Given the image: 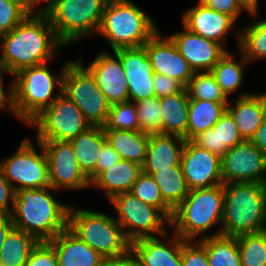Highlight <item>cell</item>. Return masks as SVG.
Segmentation results:
<instances>
[{"label": "cell", "instance_id": "d6986e66", "mask_svg": "<svg viewBox=\"0 0 266 266\" xmlns=\"http://www.w3.org/2000/svg\"><path fill=\"white\" fill-rule=\"evenodd\" d=\"M181 32L168 36L194 72H209L227 52L215 41L201 37L183 26Z\"/></svg>", "mask_w": 266, "mask_h": 266}, {"label": "cell", "instance_id": "52a82bcc", "mask_svg": "<svg viewBox=\"0 0 266 266\" xmlns=\"http://www.w3.org/2000/svg\"><path fill=\"white\" fill-rule=\"evenodd\" d=\"M67 228L102 257L116 256L132 249V241L109 214L70 205Z\"/></svg>", "mask_w": 266, "mask_h": 266}, {"label": "cell", "instance_id": "ac0fdd59", "mask_svg": "<svg viewBox=\"0 0 266 266\" xmlns=\"http://www.w3.org/2000/svg\"><path fill=\"white\" fill-rule=\"evenodd\" d=\"M111 105L129 101L128 82L120 58L103 51L84 66Z\"/></svg>", "mask_w": 266, "mask_h": 266}, {"label": "cell", "instance_id": "f907efd6", "mask_svg": "<svg viewBox=\"0 0 266 266\" xmlns=\"http://www.w3.org/2000/svg\"><path fill=\"white\" fill-rule=\"evenodd\" d=\"M259 150L266 154V117L261 126L255 132V135L250 140Z\"/></svg>", "mask_w": 266, "mask_h": 266}, {"label": "cell", "instance_id": "ab89813d", "mask_svg": "<svg viewBox=\"0 0 266 266\" xmlns=\"http://www.w3.org/2000/svg\"><path fill=\"white\" fill-rule=\"evenodd\" d=\"M104 130L139 131L135 103L131 101L111 105Z\"/></svg>", "mask_w": 266, "mask_h": 266}, {"label": "cell", "instance_id": "ba28073f", "mask_svg": "<svg viewBox=\"0 0 266 266\" xmlns=\"http://www.w3.org/2000/svg\"><path fill=\"white\" fill-rule=\"evenodd\" d=\"M108 0H58L47 14L58 39L65 45L96 35Z\"/></svg>", "mask_w": 266, "mask_h": 266}, {"label": "cell", "instance_id": "c3c4849f", "mask_svg": "<svg viewBox=\"0 0 266 266\" xmlns=\"http://www.w3.org/2000/svg\"><path fill=\"white\" fill-rule=\"evenodd\" d=\"M99 266H137L132 249L116 256L103 257Z\"/></svg>", "mask_w": 266, "mask_h": 266}, {"label": "cell", "instance_id": "b9f144b4", "mask_svg": "<svg viewBox=\"0 0 266 266\" xmlns=\"http://www.w3.org/2000/svg\"><path fill=\"white\" fill-rule=\"evenodd\" d=\"M183 266H210L206 248L197 241H186L182 245Z\"/></svg>", "mask_w": 266, "mask_h": 266}, {"label": "cell", "instance_id": "7dc6e473", "mask_svg": "<svg viewBox=\"0 0 266 266\" xmlns=\"http://www.w3.org/2000/svg\"><path fill=\"white\" fill-rule=\"evenodd\" d=\"M121 160L120 155L105 141L101 148V155L96 165V177L103 171L111 168Z\"/></svg>", "mask_w": 266, "mask_h": 266}, {"label": "cell", "instance_id": "7c38bea8", "mask_svg": "<svg viewBox=\"0 0 266 266\" xmlns=\"http://www.w3.org/2000/svg\"><path fill=\"white\" fill-rule=\"evenodd\" d=\"M37 143L41 153H38L32 142L25 138L12 156L0 162L4 178L15 191L51 187L47 156L42 143Z\"/></svg>", "mask_w": 266, "mask_h": 266}, {"label": "cell", "instance_id": "9c48e42d", "mask_svg": "<svg viewBox=\"0 0 266 266\" xmlns=\"http://www.w3.org/2000/svg\"><path fill=\"white\" fill-rule=\"evenodd\" d=\"M62 93L82 111L92 126H104L111 104L81 60H72L63 75Z\"/></svg>", "mask_w": 266, "mask_h": 266}, {"label": "cell", "instance_id": "7a4b0ae2", "mask_svg": "<svg viewBox=\"0 0 266 266\" xmlns=\"http://www.w3.org/2000/svg\"><path fill=\"white\" fill-rule=\"evenodd\" d=\"M52 187L38 189H19L11 218L14 227L36 238L48 242L67 228V204L57 201L51 194Z\"/></svg>", "mask_w": 266, "mask_h": 266}, {"label": "cell", "instance_id": "603a6c76", "mask_svg": "<svg viewBox=\"0 0 266 266\" xmlns=\"http://www.w3.org/2000/svg\"><path fill=\"white\" fill-rule=\"evenodd\" d=\"M227 111L242 139L250 141L266 117V94H241L234 106L228 103Z\"/></svg>", "mask_w": 266, "mask_h": 266}, {"label": "cell", "instance_id": "f35d334b", "mask_svg": "<svg viewBox=\"0 0 266 266\" xmlns=\"http://www.w3.org/2000/svg\"><path fill=\"white\" fill-rule=\"evenodd\" d=\"M139 131L146 134L162 133V109L160 99L152 96L135 103Z\"/></svg>", "mask_w": 266, "mask_h": 266}, {"label": "cell", "instance_id": "3957f363", "mask_svg": "<svg viewBox=\"0 0 266 266\" xmlns=\"http://www.w3.org/2000/svg\"><path fill=\"white\" fill-rule=\"evenodd\" d=\"M223 192V227L209 237H238L266 230V184L225 183Z\"/></svg>", "mask_w": 266, "mask_h": 266}, {"label": "cell", "instance_id": "5bb4252c", "mask_svg": "<svg viewBox=\"0 0 266 266\" xmlns=\"http://www.w3.org/2000/svg\"><path fill=\"white\" fill-rule=\"evenodd\" d=\"M42 143L47 156L49 181L56 191L60 188L83 189L90 186L89 179L82 173L76 154L68 141Z\"/></svg>", "mask_w": 266, "mask_h": 266}, {"label": "cell", "instance_id": "d6a6232c", "mask_svg": "<svg viewBox=\"0 0 266 266\" xmlns=\"http://www.w3.org/2000/svg\"><path fill=\"white\" fill-rule=\"evenodd\" d=\"M159 187L164 202L174 210L188 195L181 166H174L151 175Z\"/></svg>", "mask_w": 266, "mask_h": 266}, {"label": "cell", "instance_id": "836d02e7", "mask_svg": "<svg viewBox=\"0 0 266 266\" xmlns=\"http://www.w3.org/2000/svg\"><path fill=\"white\" fill-rule=\"evenodd\" d=\"M239 53L240 61L236 62L232 53L227 51L210 71L228 98L242 84L244 68L249 64L244 55L240 51Z\"/></svg>", "mask_w": 266, "mask_h": 266}, {"label": "cell", "instance_id": "7402d4cb", "mask_svg": "<svg viewBox=\"0 0 266 266\" xmlns=\"http://www.w3.org/2000/svg\"><path fill=\"white\" fill-rule=\"evenodd\" d=\"M186 139L177 135L150 134L142 172L152 175L161 170L181 166Z\"/></svg>", "mask_w": 266, "mask_h": 266}, {"label": "cell", "instance_id": "6da1fadb", "mask_svg": "<svg viewBox=\"0 0 266 266\" xmlns=\"http://www.w3.org/2000/svg\"><path fill=\"white\" fill-rule=\"evenodd\" d=\"M8 72L47 63L65 45L58 39L47 15H28L9 33L0 36Z\"/></svg>", "mask_w": 266, "mask_h": 266}, {"label": "cell", "instance_id": "681fc988", "mask_svg": "<svg viewBox=\"0 0 266 266\" xmlns=\"http://www.w3.org/2000/svg\"><path fill=\"white\" fill-rule=\"evenodd\" d=\"M2 76L3 75H0V109H7L16 117L14 105V82L10 83L8 92H5Z\"/></svg>", "mask_w": 266, "mask_h": 266}, {"label": "cell", "instance_id": "484cf974", "mask_svg": "<svg viewBox=\"0 0 266 266\" xmlns=\"http://www.w3.org/2000/svg\"><path fill=\"white\" fill-rule=\"evenodd\" d=\"M141 173V165L121 159L111 168L101 172L90 186L104 190L106 198L111 200L116 195L130 192Z\"/></svg>", "mask_w": 266, "mask_h": 266}, {"label": "cell", "instance_id": "4316f807", "mask_svg": "<svg viewBox=\"0 0 266 266\" xmlns=\"http://www.w3.org/2000/svg\"><path fill=\"white\" fill-rule=\"evenodd\" d=\"M106 141L102 126H92L70 140L78 165L91 183L96 178V165L101 155V148Z\"/></svg>", "mask_w": 266, "mask_h": 266}, {"label": "cell", "instance_id": "f5cc1de1", "mask_svg": "<svg viewBox=\"0 0 266 266\" xmlns=\"http://www.w3.org/2000/svg\"><path fill=\"white\" fill-rule=\"evenodd\" d=\"M42 2L46 3V5L44 7H42V9L39 8V11L34 9L37 7L36 5H40V3H42ZM57 2H58V0H34L33 15H47V14H49V12L56 6Z\"/></svg>", "mask_w": 266, "mask_h": 266}, {"label": "cell", "instance_id": "f546056e", "mask_svg": "<svg viewBox=\"0 0 266 266\" xmlns=\"http://www.w3.org/2000/svg\"><path fill=\"white\" fill-rule=\"evenodd\" d=\"M229 102L189 100L188 140L211 129L227 111Z\"/></svg>", "mask_w": 266, "mask_h": 266}, {"label": "cell", "instance_id": "d4e9b609", "mask_svg": "<svg viewBox=\"0 0 266 266\" xmlns=\"http://www.w3.org/2000/svg\"><path fill=\"white\" fill-rule=\"evenodd\" d=\"M192 141L199 147L222 157L230 148L244 140L233 117L226 111L211 129L199 133Z\"/></svg>", "mask_w": 266, "mask_h": 266}, {"label": "cell", "instance_id": "db71d44e", "mask_svg": "<svg viewBox=\"0 0 266 266\" xmlns=\"http://www.w3.org/2000/svg\"><path fill=\"white\" fill-rule=\"evenodd\" d=\"M22 8L28 15H33L34 0H10Z\"/></svg>", "mask_w": 266, "mask_h": 266}, {"label": "cell", "instance_id": "cb8c5ba5", "mask_svg": "<svg viewBox=\"0 0 266 266\" xmlns=\"http://www.w3.org/2000/svg\"><path fill=\"white\" fill-rule=\"evenodd\" d=\"M48 243L56 252L58 266H99L103 258L68 228Z\"/></svg>", "mask_w": 266, "mask_h": 266}, {"label": "cell", "instance_id": "9a60e30c", "mask_svg": "<svg viewBox=\"0 0 266 266\" xmlns=\"http://www.w3.org/2000/svg\"><path fill=\"white\" fill-rule=\"evenodd\" d=\"M181 168L189 190L222 185V161L215 153L186 140Z\"/></svg>", "mask_w": 266, "mask_h": 266}, {"label": "cell", "instance_id": "30bf717a", "mask_svg": "<svg viewBox=\"0 0 266 266\" xmlns=\"http://www.w3.org/2000/svg\"><path fill=\"white\" fill-rule=\"evenodd\" d=\"M109 201L117 212L118 217L114 218L132 242L157 237L156 234L164 239L168 237L166 228L170 220L157 207L143 203L130 192L116 195Z\"/></svg>", "mask_w": 266, "mask_h": 266}, {"label": "cell", "instance_id": "60d3db41", "mask_svg": "<svg viewBox=\"0 0 266 266\" xmlns=\"http://www.w3.org/2000/svg\"><path fill=\"white\" fill-rule=\"evenodd\" d=\"M28 14L10 0H0V36L9 33Z\"/></svg>", "mask_w": 266, "mask_h": 266}, {"label": "cell", "instance_id": "4fadbf2b", "mask_svg": "<svg viewBox=\"0 0 266 266\" xmlns=\"http://www.w3.org/2000/svg\"><path fill=\"white\" fill-rule=\"evenodd\" d=\"M222 183L256 182L266 184V154L244 140L222 157Z\"/></svg>", "mask_w": 266, "mask_h": 266}, {"label": "cell", "instance_id": "e575fe53", "mask_svg": "<svg viewBox=\"0 0 266 266\" xmlns=\"http://www.w3.org/2000/svg\"><path fill=\"white\" fill-rule=\"evenodd\" d=\"M236 32L239 51L249 63L266 58V19L256 21Z\"/></svg>", "mask_w": 266, "mask_h": 266}, {"label": "cell", "instance_id": "ee69618b", "mask_svg": "<svg viewBox=\"0 0 266 266\" xmlns=\"http://www.w3.org/2000/svg\"><path fill=\"white\" fill-rule=\"evenodd\" d=\"M205 6L215 10L217 12L225 13L232 16L235 20L238 19L242 10H246L248 13V9L240 3L239 0H199Z\"/></svg>", "mask_w": 266, "mask_h": 266}, {"label": "cell", "instance_id": "2e32d148", "mask_svg": "<svg viewBox=\"0 0 266 266\" xmlns=\"http://www.w3.org/2000/svg\"><path fill=\"white\" fill-rule=\"evenodd\" d=\"M123 65L128 82L129 101L138 102L154 96V72L144 46L113 51Z\"/></svg>", "mask_w": 266, "mask_h": 266}, {"label": "cell", "instance_id": "9f6ffc18", "mask_svg": "<svg viewBox=\"0 0 266 266\" xmlns=\"http://www.w3.org/2000/svg\"><path fill=\"white\" fill-rule=\"evenodd\" d=\"M2 51L0 50V75H2V73H9L5 64H4V61H3V57H2Z\"/></svg>", "mask_w": 266, "mask_h": 266}, {"label": "cell", "instance_id": "44dd1931", "mask_svg": "<svg viewBox=\"0 0 266 266\" xmlns=\"http://www.w3.org/2000/svg\"><path fill=\"white\" fill-rule=\"evenodd\" d=\"M171 240L165 243L158 237H151L133 241L137 266H183L182 245L186 241L175 233Z\"/></svg>", "mask_w": 266, "mask_h": 266}, {"label": "cell", "instance_id": "11a10c76", "mask_svg": "<svg viewBox=\"0 0 266 266\" xmlns=\"http://www.w3.org/2000/svg\"><path fill=\"white\" fill-rule=\"evenodd\" d=\"M250 12L249 14L253 17H256L258 11V2L259 0H239Z\"/></svg>", "mask_w": 266, "mask_h": 266}, {"label": "cell", "instance_id": "1f68e13d", "mask_svg": "<svg viewBox=\"0 0 266 266\" xmlns=\"http://www.w3.org/2000/svg\"><path fill=\"white\" fill-rule=\"evenodd\" d=\"M198 241L206 248L210 266H242L237 237L206 235Z\"/></svg>", "mask_w": 266, "mask_h": 266}, {"label": "cell", "instance_id": "277c9868", "mask_svg": "<svg viewBox=\"0 0 266 266\" xmlns=\"http://www.w3.org/2000/svg\"><path fill=\"white\" fill-rule=\"evenodd\" d=\"M158 30L153 19L130 0H108L96 35L115 51L144 46Z\"/></svg>", "mask_w": 266, "mask_h": 266}, {"label": "cell", "instance_id": "8d00e7d4", "mask_svg": "<svg viewBox=\"0 0 266 266\" xmlns=\"http://www.w3.org/2000/svg\"><path fill=\"white\" fill-rule=\"evenodd\" d=\"M242 266H266V230L237 237Z\"/></svg>", "mask_w": 266, "mask_h": 266}, {"label": "cell", "instance_id": "d590c367", "mask_svg": "<svg viewBox=\"0 0 266 266\" xmlns=\"http://www.w3.org/2000/svg\"><path fill=\"white\" fill-rule=\"evenodd\" d=\"M185 88L190 100L230 102L210 71L194 72Z\"/></svg>", "mask_w": 266, "mask_h": 266}, {"label": "cell", "instance_id": "bcb514c9", "mask_svg": "<svg viewBox=\"0 0 266 266\" xmlns=\"http://www.w3.org/2000/svg\"><path fill=\"white\" fill-rule=\"evenodd\" d=\"M14 199L15 190L4 178L3 171L0 166V216H11ZM8 201H11V203Z\"/></svg>", "mask_w": 266, "mask_h": 266}, {"label": "cell", "instance_id": "8fae6325", "mask_svg": "<svg viewBox=\"0 0 266 266\" xmlns=\"http://www.w3.org/2000/svg\"><path fill=\"white\" fill-rule=\"evenodd\" d=\"M28 125L36 126L37 142H69L92 127L82 111L63 93Z\"/></svg>", "mask_w": 266, "mask_h": 266}, {"label": "cell", "instance_id": "5b68a950", "mask_svg": "<svg viewBox=\"0 0 266 266\" xmlns=\"http://www.w3.org/2000/svg\"><path fill=\"white\" fill-rule=\"evenodd\" d=\"M223 210V184L189 190L188 195L173 210L169 226L173 228V233L185 241H196L210 227L222 223Z\"/></svg>", "mask_w": 266, "mask_h": 266}, {"label": "cell", "instance_id": "8992f818", "mask_svg": "<svg viewBox=\"0 0 266 266\" xmlns=\"http://www.w3.org/2000/svg\"><path fill=\"white\" fill-rule=\"evenodd\" d=\"M65 63L59 76H55L48 69L47 63L31 66L20 70L14 75V105L16 118L27 125L48 108L62 93ZM59 92L54 96V89Z\"/></svg>", "mask_w": 266, "mask_h": 266}, {"label": "cell", "instance_id": "83f0119b", "mask_svg": "<svg viewBox=\"0 0 266 266\" xmlns=\"http://www.w3.org/2000/svg\"><path fill=\"white\" fill-rule=\"evenodd\" d=\"M162 134L177 135L188 140L189 96L186 88L175 95L161 97Z\"/></svg>", "mask_w": 266, "mask_h": 266}, {"label": "cell", "instance_id": "7bdbcfd3", "mask_svg": "<svg viewBox=\"0 0 266 266\" xmlns=\"http://www.w3.org/2000/svg\"><path fill=\"white\" fill-rule=\"evenodd\" d=\"M25 266H58L54 248L48 242H39L32 250Z\"/></svg>", "mask_w": 266, "mask_h": 266}, {"label": "cell", "instance_id": "ffe728a7", "mask_svg": "<svg viewBox=\"0 0 266 266\" xmlns=\"http://www.w3.org/2000/svg\"><path fill=\"white\" fill-rule=\"evenodd\" d=\"M183 14L182 24L185 28L201 37L212 40L224 48L227 34L234 30L236 20L225 13L217 12L198 1Z\"/></svg>", "mask_w": 266, "mask_h": 266}, {"label": "cell", "instance_id": "e0dca14e", "mask_svg": "<svg viewBox=\"0 0 266 266\" xmlns=\"http://www.w3.org/2000/svg\"><path fill=\"white\" fill-rule=\"evenodd\" d=\"M154 73L178 81L184 88L194 75L188 62L178 52L172 40L161 37L159 30L144 44Z\"/></svg>", "mask_w": 266, "mask_h": 266}, {"label": "cell", "instance_id": "4dcf8cb0", "mask_svg": "<svg viewBox=\"0 0 266 266\" xmlns=\"http://www.w3.org/2000/svg\"><path fill=\"white\" fill-rule=\"evenodd\" d=\"M38 243L36 238L14 227L0 250V263L3 266H25Z\"/></svg>", "mask_w": 266, "mask_h": 266}, {"label": "cell", "instance_id": "f1b7e54d", "mask_svg": "<svg viewBox=\"0 0 266 266\" xmlns=\"http://www.w3.org/2000/svg\"><path fill=\"white\" fill-rule=\"evenodd\" d=\"M106 141L121 159L143 165L147 154L149 134L132 130H104Z\"/></svg>", "mask_w": 266, "mask_h": 266}, {"label": "cell", "instance_id": "f6af8a7d", "mask_svg": "<svg viewBox=\"0 0 266 266\" xmlns=\"http://www.w3.org/2000/svg\"><path fill=\"white\" fill-rule=\"evenodd\" d=\"M154 96L157 98L175 95L184 87L175 79L166 75L154 73Z\"/></svg>", "mask_w": 266, "mask_h": 266}, {"label": "cell", "instance_id": "816d5d0a", "mask_svg": "<svg viewBox=\"0 0 266 266\" xmlns=\"http://www.w3.org/2000/svg\"><path fill=\"white\" fill-rule=\"evenodd\" d=\"M14 228L11 216H0V250L9 232Z\"/></svg>", "mask_w": 266, "mask_h": 266}, {"label": "cell", "instance_id": "74e56055", "mask_svg": "<svg viewBox=\"0 0 266 266\" xmlns=\"http://www.w3.org/2000/svg\"><path fill=\"white\" fill-rule=\"evenodd\" d=\"M135 197L143 203L157 207L169 220L173 210L164 202L159 187L153 177L142 172L130 190Z\"/></svg>", "mask_w": 266, "mask_h": 266}]
</instances>
